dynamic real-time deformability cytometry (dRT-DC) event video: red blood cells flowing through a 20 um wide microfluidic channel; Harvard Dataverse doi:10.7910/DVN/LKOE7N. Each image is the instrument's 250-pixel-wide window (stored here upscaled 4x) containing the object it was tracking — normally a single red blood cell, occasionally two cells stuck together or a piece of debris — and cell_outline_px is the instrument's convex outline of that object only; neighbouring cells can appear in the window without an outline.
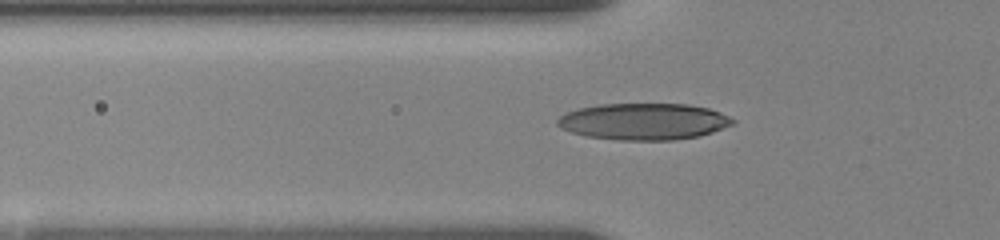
{"species": "human", "species_latin": "Homo sapiens", "temperature_condition": "room temperature", "stored_images_in_passage": 8, "camera_frame_rate_fps": 3000, "um_per_image_px": 0.085, "donor": {"sex": "female"}, "frame": {"image": 1, "passage_image": 2, "time_ms": 0.333, "image_size_px": [1000, 240], "cell_outline_px": [[736, 120], [732, 124], [712, 132], [700, 136], [672, 140], [620, 140], [584, 136], [560, 128], [556, 124], [556, 120], [564, 112], [580, 108], [600, 104], [688, 104], [708, 108], [720, 112]], "centroid_in_image_um": [54.68, 10.33], "position_along_channel_um": 71.1, "area_um2": 37.45}}
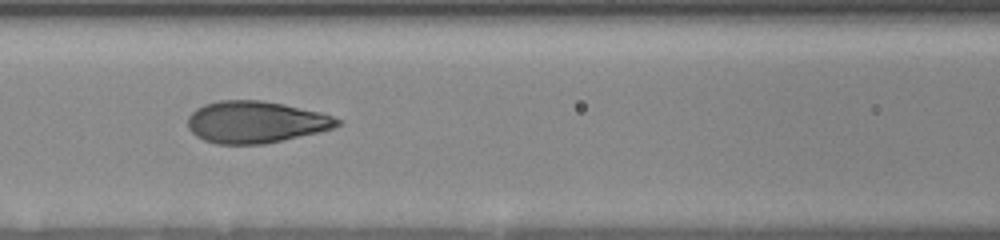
{"frame": {"image": 2, "passage_image": 5, "time_ms": 2.333, "image_size_px": [1000, 240], "cell_outline_px": [[344, 124], [320, 132], [264, 144], [216, 144], [204, 140], [196, 136], [188, 128], [188, 116], [196, 108], [204, 104], [220, 100], [260, 100], [284, 104], [324, 112], [340, 120]], "centroid_in_image_um": [21.75, 10.37], "position_along_channel_um": 144.8, "area_um2": 36.76}}
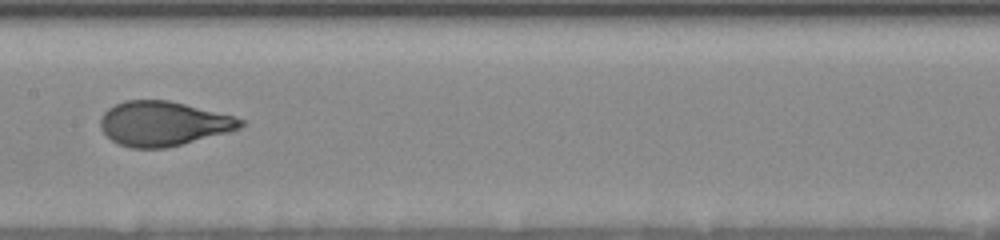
{"frame": {"image": 3, "passage_image": 7, "time_ms": 3.667, "image_size_px": [1000, 240], "cell_outline_px": [[244, 124], [240, 128], [232, 132], [164, 148], [132, 148], [120, 144], [112, 140], [100, 128], [100, 120], [104, 112], [108, 108], [124, 100], [168, 100], [236, 116], [244, 120]], "centroid_in_image_um": [13.91, 10.5], "position_along_channel_um": 193.5, "area_um2": 36.41}}